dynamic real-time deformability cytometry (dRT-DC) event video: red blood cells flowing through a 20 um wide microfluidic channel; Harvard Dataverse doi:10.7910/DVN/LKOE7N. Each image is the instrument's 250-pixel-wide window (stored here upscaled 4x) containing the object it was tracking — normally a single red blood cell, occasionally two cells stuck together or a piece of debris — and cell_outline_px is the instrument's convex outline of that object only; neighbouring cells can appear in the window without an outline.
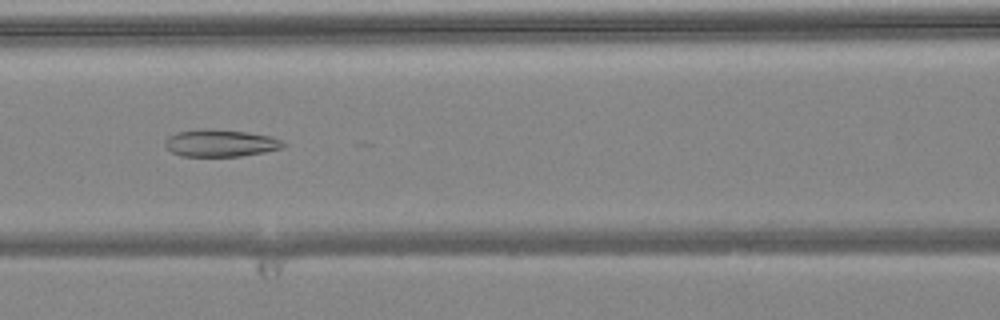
{"species": "common noctule bat (a hibernating species)", "species_latin": "Nyctalus noctula", "temperature_condition": "warm", "stored_images_in_passage": 7, "camera_frame_rate_fps": 3000, "um_per_image_px": 0.085, "animal": {"sex": "female", "body_mass_g": 24.6, "forearm_length_mm": 56.2}, "frame": {"image": 1, "passage_image": 6, "time_ms": 1.667, "image_size_px": [1000, 320], "cell_outline_px": [[288, 144], [284, 148], [264, 152], [240, 156], [180, 156], [172, 152], [164, 144], [164, 140], [168, 136], [176, 132], [200, 128], [204, 128], [244, 132], [268, 136], [280, 140]], "centroid_in_image_um": [18.71, 12.16], "position_along_channel_um": 147.9, "area_um2": 18.73}}
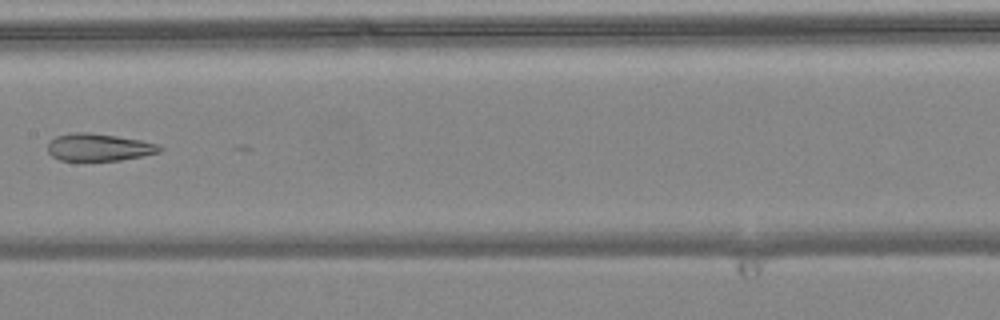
{"frame": {"image": 2, "passage_image": 7, "time_ms": 2.0, "image_size_px": [1000, 320], "cell_outline_px": [[164, 148], [160, 152], [120, 160], [60, 160], [52, 156], [48, 152], [48, 144], [56, 136], [76, 132], [88, 132], [116, 136], [140, 140], [160, 144]], "centroid_in_image_um": [8.43, 12.51], "position_along_channel_um": 199.0, "area_um2": 17.69}}